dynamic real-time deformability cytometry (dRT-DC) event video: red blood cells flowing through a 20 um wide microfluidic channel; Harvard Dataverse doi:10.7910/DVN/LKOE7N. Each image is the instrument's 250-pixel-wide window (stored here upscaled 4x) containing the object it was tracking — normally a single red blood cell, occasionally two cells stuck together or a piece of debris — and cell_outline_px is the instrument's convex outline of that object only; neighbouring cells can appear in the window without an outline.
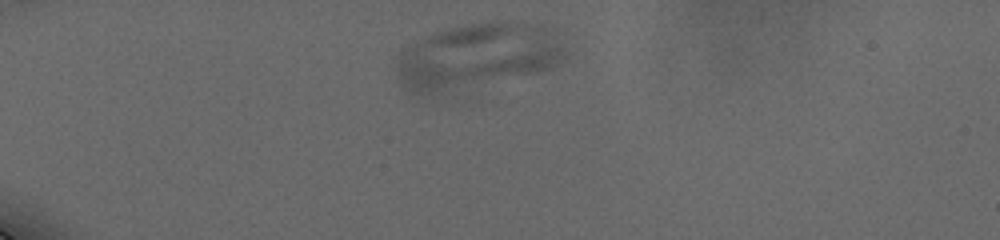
{"species": "human", "species_latin": "Homo sapiens", "temperature_condition": "cold", "stored_images_in_passage": 9, "segment_of_instrument_passage": [1, 2], "camera_frame_rate_fps": 3000, "um_per_image_px": 0.085, "donor": {"sex": "male"}, "frame": {"image": 1, "passage_image": 1, "time_ms": 0.0, "image_size_px": [1000, 240], "cell_outline_px": [[572, 52], [564, 60], [552, 68], [536, 72], [436, 92], [412, 92], [400, 80], [396, 72], [396, 68], [400, 52], [412, 44], [436, 32], [468, 24], [548, 24], [560, 32]], "centroid_in_image_um": [40.76, 4.71], "position_along_channel_um": 44.2, "area_um2": 62.83}}